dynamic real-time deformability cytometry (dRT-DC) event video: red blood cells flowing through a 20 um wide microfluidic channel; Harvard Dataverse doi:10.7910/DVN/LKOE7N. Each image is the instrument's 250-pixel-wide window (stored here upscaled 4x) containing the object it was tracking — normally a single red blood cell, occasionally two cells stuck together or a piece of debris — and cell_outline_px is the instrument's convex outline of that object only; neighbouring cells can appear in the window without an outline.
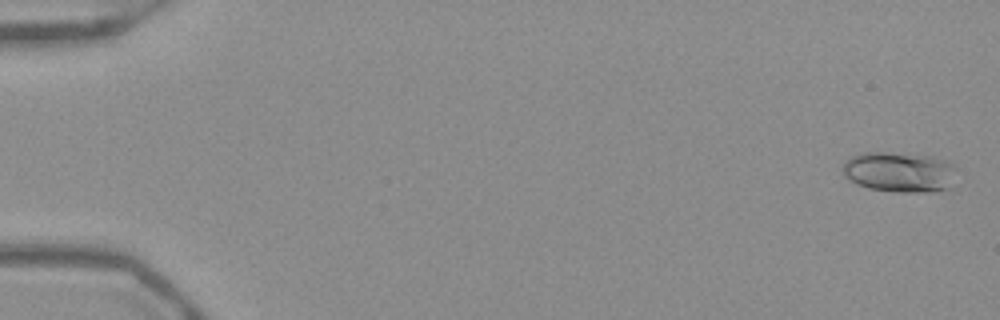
{"species": "Egyptian fruit bat (a non-hibernating species)", "species_latin": "Rousettus aegyptiacus", "temperature_condition": "warm", "stored_images_in_passage": 53, "camera_frame_rate_fps": 3000, "um_per_image_px": 0.085, "frame": {"image": 1, "passage_image": 2, "time_ms": 0.333, "image_size_px": [1000, 320], "cell_outline_px": [[960, 168], [952, 188], [932, 192], [896, 192], [868, 188], [856, 184], [848, 180], [844, 176], [844, 160], [860, 152], [884, 152], [932, 156], [948, 160]], "centroid_in_image_um": [76.54, 14.63], "position_along_channel_um": 8.5, "area_um2": 27.63}}
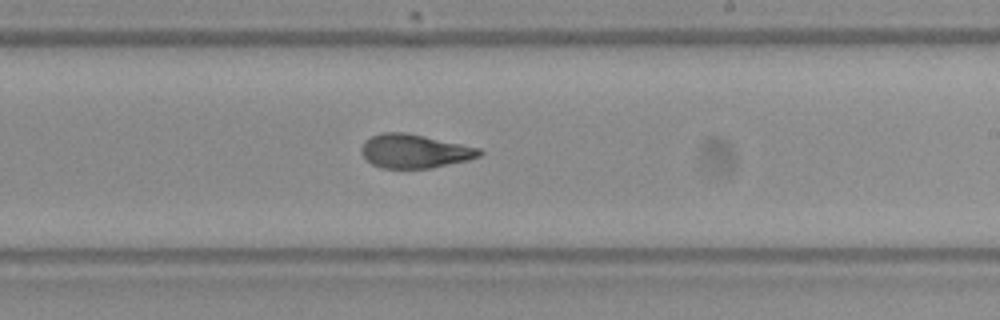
{"frame": {"image": 2, "passage_image": 33, "time_ms": 10.667, "image_size_px": [1000, 320], "cell_outline_px": [[484, 152], [480, 156], [468, 160], [432, 168], [380, 168], [372, 164], [360, 152], [360, 148], [364, 140], [380, 132], [408, 132], [480, 148]], "centroid_in_image_um": [35.23, 12.84], "position_along_channel_um": 253.8, "area_um2": 23.47}}
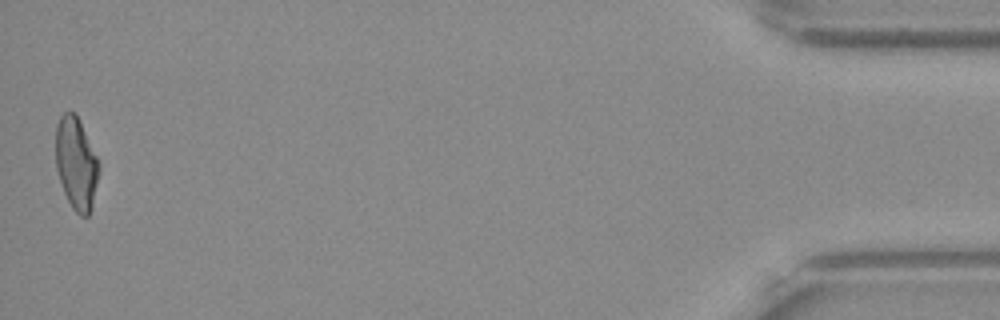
{"frame": {"image": 3, "passage_image": 53, "time_ms": 17.333, "image_size_px": [1000, 320], "cell_outline_px": [[100, 172], [92, 208], [88, 216], [80, 216], [72, 208], [64, 192], [56, 168], [56, 124], [60, 116], [64, 112], [76, 112], [80, 120], [100, 164]], "centroid_in_image_um": [6.49, 13.89], "position_along_channel_um": 428.7, "area_um2": 23.47}, "authors_computed_cell_mechanics": {"area_um2": 23.8136, "velocity_mm_per_s": 3.924, "shape_relaxation_time_tau1_ms": 5.5578, "shape_relaxation_time_tau2_ms": 1.9622, "deformation_change_tau1": 0.2015, "deformation_change_tau2": 0.0931}}